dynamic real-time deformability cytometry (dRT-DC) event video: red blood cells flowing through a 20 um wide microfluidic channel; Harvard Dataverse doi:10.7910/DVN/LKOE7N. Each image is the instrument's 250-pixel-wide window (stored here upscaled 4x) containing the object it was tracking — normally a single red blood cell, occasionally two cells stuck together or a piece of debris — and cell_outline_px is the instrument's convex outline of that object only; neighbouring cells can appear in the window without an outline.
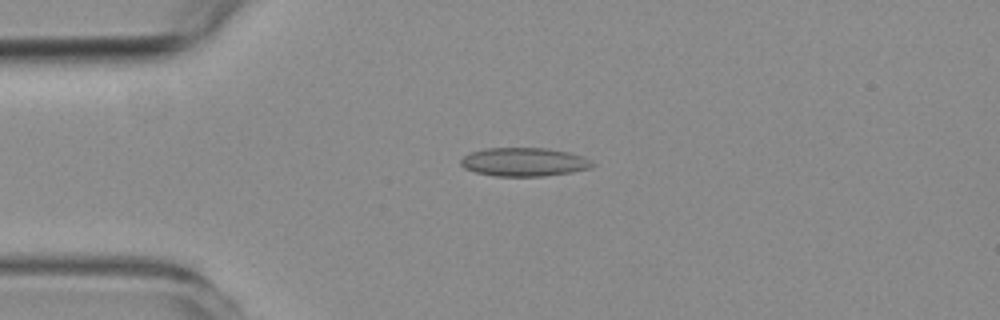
{"species": "common noctule bat (a hibernating species)", "species_latin": "Nyctalus noctula", "temperature_condition": "room temperature", "stored_images_in_passage": 53, "camera_frame_rate_fps": 3000, "um_per_image_px": 0.085, "animal": {"sex": "female", "body_mass_g": 19.3, "forearm_length_mm": 54.1}, "frame": {"image": 1, "passage_image": 12, "time_ms": 3.667, "image_size_px": [1000, 320], "cell_outline_px": [[596, 164], [592, 168], [572, 172], [544, 176], [496, 176], [476, 172], [464, 168], [460, 164], [460, 160], [468, 152], [484, 148], [548, 148], [568, 152], [584, 156]], "centroid_in_image_um": [44.56, 13.76], "position_along_channel_um": 40.4, "area_um2": 22.14}}
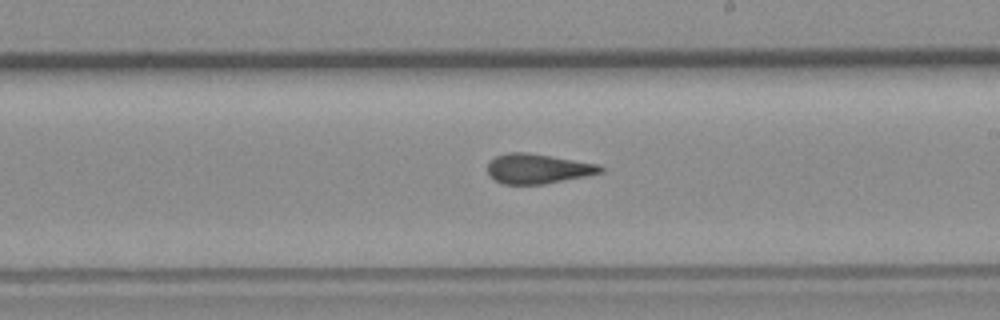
{"frame": {"image": 2, "passage_image": 30, "time_ms": 9.667, "image_size_px": [1000, 320], "cell_outline_px": [[604, 172], [588, 176], [544, 184], [504, 184], [488, 176], [488, 164], [496, 156], [508, 152], [528, 152], [600, 164], [604, 168]], "centroid_in_image_um": [45.76, 14.34], "position_along_channel_um": 243.2, "area_um2": 19.77}}
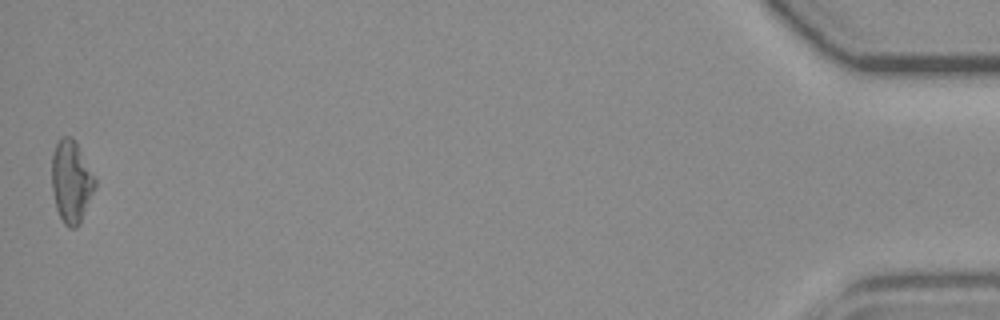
{"frame": {"image": 3, "passage_image": 53, "time_ms": 17.333, "image_size_px": [1000, 320], "cell_outline_px": [[96, 184], [80, 224], [76, 228], [68, 228], [64, 224], [56, 208], [52, 188], [52, 152], [56, 144], [64, 136], [72, 136], [96, 180]], "centroid_in_image_um": [6.04, 15.46], "position_along_channel_um": 429.2, "area_um2": 20.4}, "authors_computed_cell_mechanics": {"area_um2": 20.1144, "velocity_mm_per_s": 3.7624, "shape_relaxation_time_tau1_ms": null, "shape_relaxation_time_tau2_ms": 1.4914, "deformation_change_tau1": null, "deformation_change_tau2": 0.1091}}